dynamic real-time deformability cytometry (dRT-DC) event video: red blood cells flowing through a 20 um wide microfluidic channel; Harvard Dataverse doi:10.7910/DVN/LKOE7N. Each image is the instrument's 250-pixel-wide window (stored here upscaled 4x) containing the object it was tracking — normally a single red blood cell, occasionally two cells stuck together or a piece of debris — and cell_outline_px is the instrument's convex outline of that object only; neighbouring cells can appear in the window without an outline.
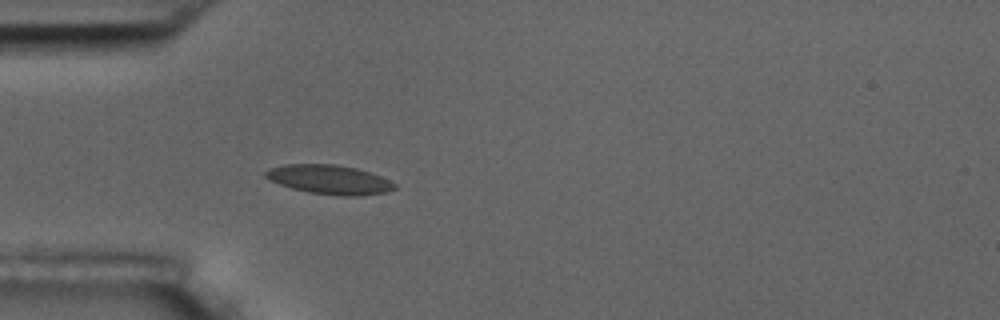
{"species": "common noctule bat (a hibernating species)", "species_latin": "Nyctalus noctula", "temperature_condition": "room temperature", "stored_images_in_passage": 6, "camera_frame_rate_fps": 3000, "um_per_image_px": 0.085, "animal": {"sex": "male", "body_mass_g": 17.5, "forearm_length_mm": 52.3}, "frame": {"image": 1, "passage_image": 6, "time_ms": 6.667, "image_size_px": [1000, 320], "cell_outline_px": [[396, 188], [388, 192], [360, 196], [340, 196], [308, 192], [292, 188], [280, 184], [264, 176], [264, 172], [272, 168], [284, 164], [336, 164], [356, 168], [380, 176], [396, 184]], "centroid_in_image_um": [28.03, 15.27], "position_along_channel_um": 57.0, "area_um2": 21.85}}